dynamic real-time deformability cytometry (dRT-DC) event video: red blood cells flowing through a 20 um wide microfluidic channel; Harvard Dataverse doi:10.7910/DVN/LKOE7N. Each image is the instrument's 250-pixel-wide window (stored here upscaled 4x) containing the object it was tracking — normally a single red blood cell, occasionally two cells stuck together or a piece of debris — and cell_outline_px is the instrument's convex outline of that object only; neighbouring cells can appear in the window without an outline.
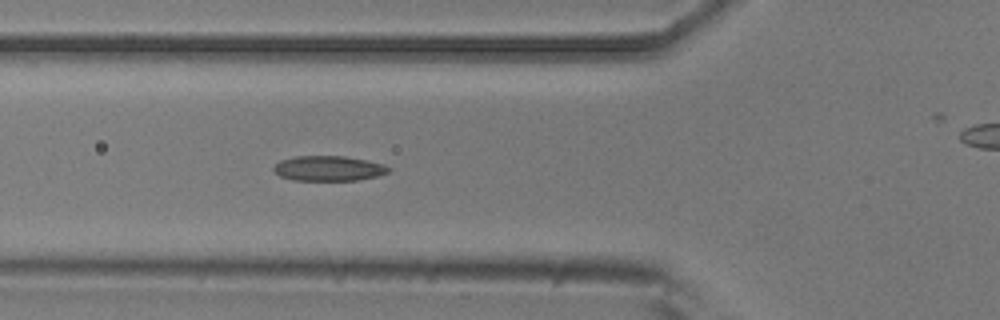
{"species": "common noctule bat (a hibernating species)", "species_latin": "Nyctalus noctula", "temperature_condition": "room temperature", "stored_images_in_passage": 6, "segment_of_instrument_passage": [1, 2], "camera_frame_rate_fps": 3000, "um_per_image_px": 0.085, "animal": {"sex": "male", "body_mass_g": 20.5, "forearm_length_mm": 52.5}, "frame": {"image": 1, "passage_image": 5, "time_ms": 5.333, "image_size_px": [1000, 320], "cell_outline_px": [[392, 168], [388, 172], [376, 176], [356, 180], [292, 180], [280, 176], [272, 168], [280, 160], [296, 156], [344, 156], [384, 164]], "centroid_in_image_um": [27.92, 14.31], "position_along_channel_um": 97.9, "area_um2": 16.65}}